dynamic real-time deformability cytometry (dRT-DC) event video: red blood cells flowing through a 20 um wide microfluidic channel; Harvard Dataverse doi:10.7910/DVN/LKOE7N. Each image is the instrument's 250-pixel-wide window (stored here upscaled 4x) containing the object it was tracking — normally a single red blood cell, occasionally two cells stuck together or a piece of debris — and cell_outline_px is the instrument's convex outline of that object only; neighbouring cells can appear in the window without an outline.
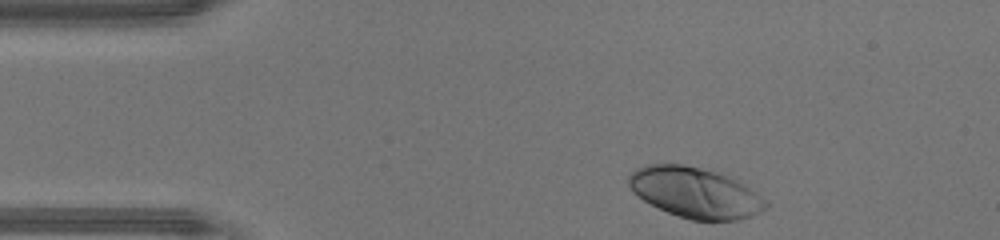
{"species": "human", "species_latin": "Homo sapiens", "temperature_condition": "warm", "stored_images_in_passage": 32, "camera_frame_rate_fps": 3000, "um_per_image_px": 0.085, "donor": {"sex": "male"}, "frame": {"image": 1, "passage_image": 1, "time_ms": 0.0, "image_size_px": [1000, 240], "cell_outline_px": [[768, 208], [752, 216], [736, 220], [692, 220], [668, 212], [644, 200], [632, 192], [628, 184], [628, 176], [636, 168], [648, 164], [680, 164], [700, 168], [736, 176], [764, 200], [768, 204]], "centroid_in_image_um": [59.11, 16.35], "position_along_channel_um": 25.9, "area_um2": 40.4}}
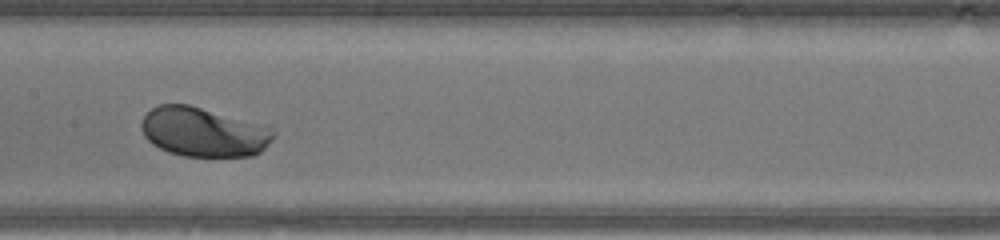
{"frame": {"image": 2, "passage_image": 17, "time_ms": 5.333, "image_size_px": [1000, 240], "cell_outline_px": [[276, 136], [260, 152], [252, 156], [184, 156], [168, 152], [152, 144], [144, 136], [140, 124], [144, 116], [152, 108], [160, 104], [188, 104], [256, 124], [268, 128], [276, 132]], "centroid_in_image_um": [17.24, 11.24], "position_along_channel_um": 190.2, "area_um2": 37.4}}
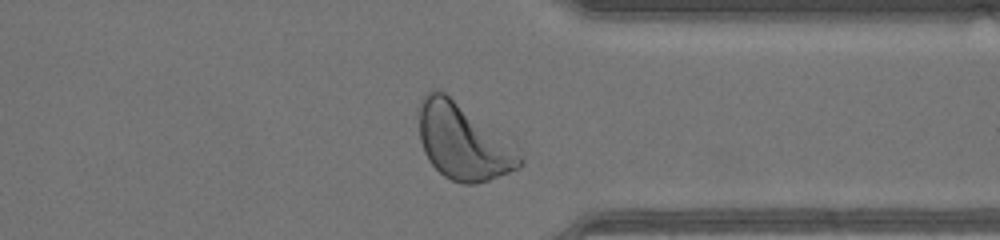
{"frame": {"image": 3, "passage_image": 30, "time_ms": 9.667, "image_size_px": [1000, 240], "cell_outline_px": [[524, 164], [520, 168], [488, 180], [476, 184], [464, 184], [452, 180], [444, 176], [428, 160], [424, 152], [420, 140], [416, 108], [420, 100], [428, 92], [444, 92], [520, 148], [524, 156]], "centroid_in_image_um": [39.38, 12.07], "position_along_channel_um": 372.0, "area_um2": 45.08}, "authors_computed_cell_mechanics": {"area_um2": 38.0035, "velocity_mm_per_s": 4.296, "shape_relaxation_time_tau1_ms": 1.3661, "shape_relaxation_time_tau2_ms": null, "deformation_change_tau1": 0.1314, "deformation_change_tau2": null}}